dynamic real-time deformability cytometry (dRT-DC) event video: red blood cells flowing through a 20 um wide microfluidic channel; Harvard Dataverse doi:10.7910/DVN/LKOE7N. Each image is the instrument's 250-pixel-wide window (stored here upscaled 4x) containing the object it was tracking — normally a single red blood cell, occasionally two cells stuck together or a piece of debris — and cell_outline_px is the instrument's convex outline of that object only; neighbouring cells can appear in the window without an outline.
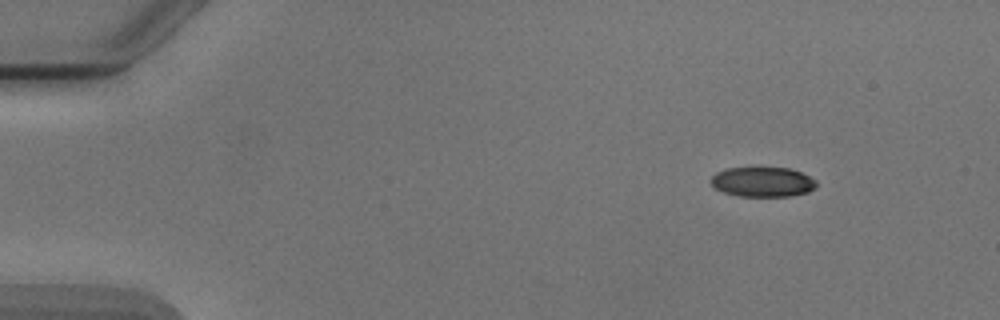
{"species": "Egyptian fruit bat (a non-hibernating species)", "species_latin": "Rousettus aegyptiacus", "temperature_condition": "cold", "stored_images_in_passage": 6, "camera_frame_rate_fps": 3000, "um_per_image_px": 0.085, "animal": {"sex": "male"}, "frame": {"image": 1, "passage_image": 1, "time_ms": 0.0, "image_size_px": [1000, 320], "cell_outline_px": [[816, 184], [808, 192], [792, 196], [740, 196], [724, 192], [716, 188], [712, 184], [712, 176], [716, 172], [728, 168], [756, 164], [788, 168], [800, 172], [816, 180]], "centroid_in_image_um": [64.8, 15.4], "position_along_channel_um": 20.2, "area_um2": 18.9}}
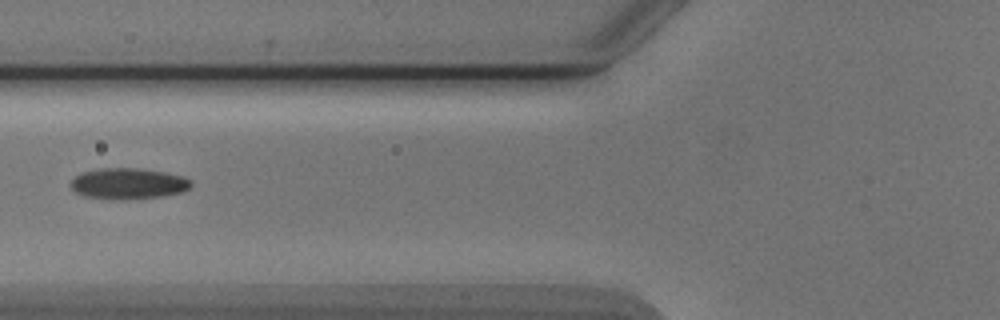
{"frame": {"image": 2, "passage_image": 5, "time_ms": 5.0, "image_size_px": [1000, 320], "cell_outline_px": [[192, 184], [184, 192], [164, 196], [128, 200], [112, 200], [84, 196], [72, 192], [68, 184], [76, 176], [84, 172], [100, 168], [136, 168], [164, 172], [184, 176], [192, 180]], "centroid_in_image_um": [10.88, 15.63], "position_along_channel_um": 114.9, "area_um2": 22.2}}
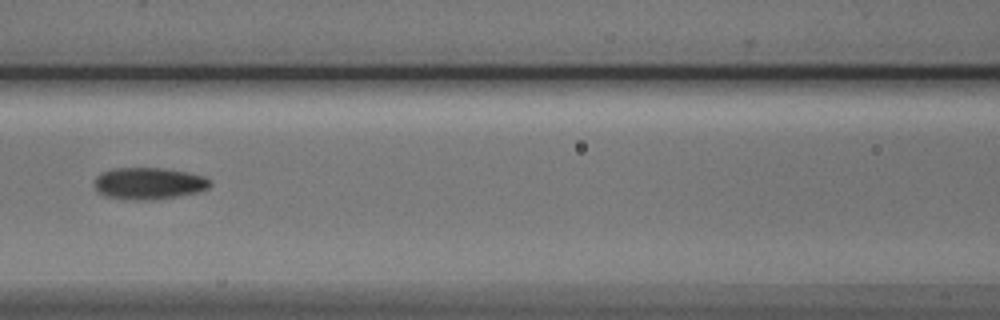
{"frame": {"image": 3, "passage_image": 6, "time_ms": 6.0, "image_size_px": [1000, 320], "cell_outline_px": [[212, 184], [208, 188], [196, 192], [176, 196], [152, 200], [132, 200], [104, 196], [96, 192], [96, 176], [112, 168], [164, 168], [188, 172], [204, 176]], "centroid_in_image_um": [12.63, 15.59], "position_along_channel_um": 154.0, "area_um2": 21.39}}